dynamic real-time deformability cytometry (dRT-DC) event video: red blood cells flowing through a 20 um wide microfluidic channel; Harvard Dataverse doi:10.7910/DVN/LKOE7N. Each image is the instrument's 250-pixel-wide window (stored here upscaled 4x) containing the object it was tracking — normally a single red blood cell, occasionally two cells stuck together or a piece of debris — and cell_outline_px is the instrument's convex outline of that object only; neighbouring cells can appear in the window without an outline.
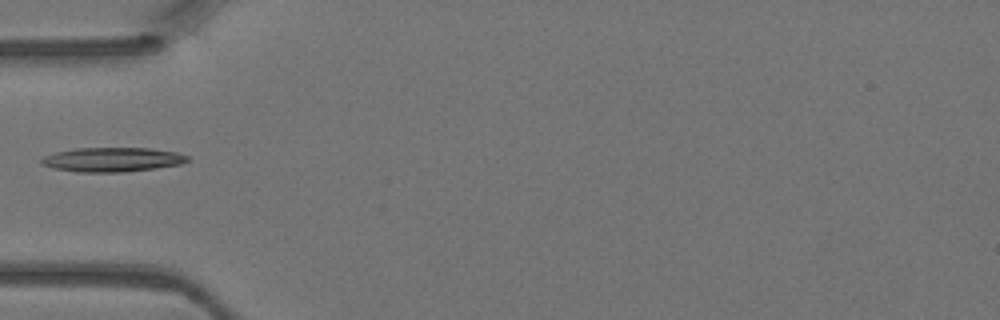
{"species": "Egyptian fruit bat (a non-hibernating species)", "species_latin": "Rousettus aegyptiacus", "temperature_condition": "warm", "stored_images_in_passage": 4, "camera_frame_rate_fps": 3000, "um_per_image_px": 0.085, "animal": {"sex": "female"}, "frame": {"image": 1, "passage_image": 4, "time_ms": 1.0, "image_size_px": [1000, 320], "cell_outline_px": [[188, 160], [180, 164], [156, 168], [124, 172], [80, 172], [52, 168], [40, 164], [40, 160], [44, 156], [56, 152], [76, 148], [148, 148], [176, 152], [188, 156]], "centroid_in_image_um": [9.51, 13.57], "position_along_channel_um": 75.5, "area_um2": 20.63}}